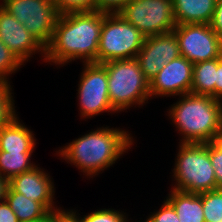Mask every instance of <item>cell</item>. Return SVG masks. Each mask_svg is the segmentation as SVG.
<instances>
[{
  "label": "cell",
  "mask_w": 222,
  "mask_h": 222,
  "mask_svg": "<svg viewBox=\"0 0 222 222\" xmlns=\"http://www.w3.org/2000/svg\"><path fill=\"white\" fill-rule=\"evenodd\" d=\"M103 24V12H69L60 14L45 60L64 64L77 58L96 63Z\"/></svg>",
  "instance_id": "6da1fadb"
},
{
  "label": "cell",
  "mask_w": 222,
  "mask_h": 222,
  "mask_svg": "<svg viewBox=\"0 0 222 222\" xmlns=\"http://www.w3.org/2000/svg\"><path fill=\"white\" fill-rule=\"evenodd\" d=\"M119 129L100 128L61 149L59 154L87 175L111 166L132 145V137Z\"/></svg>",
  "instance_id": "7a4b0ae2"
},
{
  "label": "cell",
  "mask_w": 222,
  "mask_h": 222,
  "mask_svg": "<svg viewBox=\"0 0 222 222\" xmlns=\"http://www.w3.org/2000/svg\"><path fill=\"white\" fill-rule=\"evenodd\" d=\"M169 111L182 143H210L222 139V102L208 95L183 94Z\"/></svg>",
  "instance_id": "3957f363"
},
{
  "label": "cell",
  "mask_w": 222,
  "mask_h": 222,
  "mask_svg": "<svg viewBox=\"0 0 222 222\" xmlns=\"http://www.w3.org/2000/svg\"><path fill=\"white\" fill-rule=\"evenodd\" d=\"M175 163L173 189L189 193H203L218 189L217 179L209 155V143H182Z\"/></svg>",
  "instance_id": "277c9868"
},
{
  "label": "cell",
  "mask_w": 222,
  "mask_h": 222,
  "mask_svg": "<svg viewBox=\"0 0 222 222\" xmlns=\"http://www.w3.org/2000/svg\"><path fill=\"white\" fill-rule=\"evenodd\" d=\"M101 65L107 71L109 99L116 111L129 108L131 104L142 105L150 97L149 81L136 58Z\"/></svg>",
  "instance_id": "5b68a950"
},
{
  "label": "cell",
  "mask_w": 222,
  "mask_h": 222,
  "mask_svg": "<svg viewBox=\"0 0 222 222\" xmlns=\"http://www.w3.org/2000/svg\"><path fill=\"white\" fill-rule=\"evenodd\" d=\"M145 36L118 13L103 12L97 64L136 58Z\"/></svg>",
  "instance_id": "8992f818"
},
{
  "label": "cell",
  "mask_w": 222,
  "mask_h": 222,
  "mask_svg": "<svg viewBox=\"0 0 222 222\" xmlns=\"http://www.w3.org/2000/svg\"><path fill=\"white\" fill-rule=\"evenodd\" d=\"M46 48L53 37L59 13L51 0H3L0 5Z\"/></svg>",
  "instance_id": "52a82bcc"
},
{
  "label": "cell",
  "mask_w": 222,
  "mask_h": 222,
  "mask_svg": "<svg viewBox=\"0 0 222 222\" xmlns=\"http://www.w3.org/2000/svg\"><path fill=\"white\" fill-rule=\"evenodd\" d=\"M118 14L145 37L172 32L177 25L172 0H129Z\"/></svg>",
  "instance_id": "ba28073f"
},
{
  "label": "cell",
  "mask_w": 222,
  "mask_h": 222,
  "mask_svg": "<svg viewBox=\"0 0 222 222\" xmlns=\"http://www.w3.org/2000/svg\"><path fill=\"white\" fill-rule=\"evenodd\" d=\"M181 56L193 64L222 57V39L210 24H179L173 29Z\"/></svg>",
  "instance_id": "9c48e42d"
},
{
  "label": "cell",
  "mask_w": 222,
  "mask_h": 222,
  "mask_svg": "<svg viewBox=\"0 0 222 222\" xmlns=\"http://www.w3.org/2000/svg\"><path fill=\"white\" fill-rule=\"evenodd\" d=\"M85 65L78 89L82 116L86 118L104 111H116L109 99L106 69L96 63Z\"/></svg>",
  "instance_id": "30bf717a"
},
{
  "label": "cell",
  "mask_w": 222,
  "mask_h": 222,
  "mask_svg": "<svg viewBox=\"0 0 222 222\" xmlns=\"http://www.w3.org/2000/svg\"><path fill=\"white\" fill-rule=\"evenodd\" d=\"M181 56L175 33L145 37L143 46L136 56L140 69L150 82L165 64Z\"/></svg>",
  "instance_id": "8fae6325"
},
{
  "label": "cell",
  "mask_w": 222,
  "mask_h": 222,
  "mask_svg": "<svg viewBox=\"0 0 222 222\" xmlns=\"http://www.w3.org/2000/svg\"><path fill=\"white\" fill-rule=\"evenodd\" d=\"M194 64L185 57L165 64L158 74L149 82L150 96L180 95L191 93Z\"/></svg>",
  "instance_id": "7c38bea8"
},
{
  "label": "cell",
  "mask_w": 222,
  "mask_h": 222,
  "mask_svg": "<svg viewBox=\"0 0 222 222\" xmlns=\"http://www.w3.org/2000/svg\"><path fill=\"white\" fill-rule=\"evenodd\" d=\"M0 40L19 58L23 63L31 53L36 50L45 55V48L37 39L20 24L17 19L10 15L0 6Z\"/></svg>",
  "instance_id": "4fadbf2b"
},
{
  "label": "cell",
  "mask_w": 222,
  "mask_h": 222,
  "mask_svg": "<svg viewBox=\"0 0 222 222\" xmlns=\"http://www.w3.org/2000/svg\"><path fill=\"white\" fill-rule=\"evenodd\" d=\"M52 183L47 173L34 167L30 171L14 176L9 181V186L32 201L40 202L51 214H55L61 211L57 208L53 210Z\"/></svg>",
  "instance_id": "5bb4252c"
},
{
  "label": "cell",
  "mask_w": 222,
  "mask_h": 222,
  "mask_svg": "<svg viewBox=\"0 0 222 222\" xmlns=\"http://www.w3.org/2000/svg\"><path fill=\"white\" fill-rule=\"evenodd\" d=\"M216 2L217 0H172L176 24H210Z\"/></svg>",
  "instance_id": "9a60e30c"
},
{
  "label": "cell",
  "mask_w": 222,
  "mask_h": 222,
  "mask_svg": "<svg viewBox=\"0 0 222 222\" xmlns=\"http://www.w3.org/2000/svg\"><path fill=\"white\" fill-rule=\"evenodd\" d=\"M32 132L15 117L0 129V151L9 153H33L35 141Z\"/></svg>",
  "instance_id": "2e32d148"
},
{
  "label": "cell",
  "mask_w": 222,
  "mask_h": 222,
  "mask_svg": "<svg viewBox=\"0 0 222 222\" xmlns=\"http://www.w3.org/2000/svg\"><path fill=\"white\" fill-rule=\"evenodd\" d=\"M5 200L19 222H44L52 215L40 202L15 192L10 186L7 188Z\"/></svg>",
  "instance_id": "e0dca14e"
},
{
  "label": "cell",
  "mask_w": 222,
  "mask_h": 222,
  "mask_svg": "<svg viewBox=\"0 0 222 222\" xmlns=\"http://www.w3.org/2000/svg\"><path fill=\"white\" fill-rule=\"evenodd\" d=\"M167 201L175 209L180 222H205L202 193H189L173 189Z\"/></svg>",
  "instance_id": "ac0fdd59"
},
{
  "label": "cell",
  "mask_w": 222,
  "mask_h": 222,
  "mask_svg": "<svg viewBox=\"0 0 222 222\" xmlns=\"http://www.w3.org/2000/svg\"><path fill=\"white\" fill-rule=\"evenodd\" d=\"M216 70L217 58L195 63L193 66L191 93L215 98Z\"/></svg>",
  "instance_id": "d6986e66"
},
{
  "label": "cell",
  "mask_w": 222,
  "mask_h": 222,
  "mask_svg": "<svg viewBox=\"0 0 222 222\" xmlns=\"http://www.w3.org/2000/svg\"><path fill=\"white\" fill-rule=\"evenodd\" d=\"M30 157L31 153L0 151V176L10 181L14 176L32 170L36 166L29 163Z\"/></svg>",
  "instance_id": "ffe728a7"
},
{
  "label": "cell",
  "mask_w": 222,
  "mask_h": 222,
  "mask_svg": "<svg viewBox=\"0 0 222 222\" xmlns=\"http://www.w3.org/2000/svg\"><path fill=\"white\" fill-rule=\"evenodd\" d=\"M205 222H222V189L202 193Z\"/></svg>",
  "instance_id": "44dd1931"
},
{
  "label": "cell",
  "mask_w": 222,
  "mask_h": 222,
  "mask_svg": "<svg viewBox=\"0 0 222 222\" xmlns=\"http://www.w3.org/2000/svg\"><path fill=\"white\" fill-rule=\"evenodd\" d=\"M10 89L8 83L0 81V129L16 117Z\"/></svg>",
  "instance_id": "7402d4cb"
},
{
  "label": "cell",
  "mask_w": 222,
  "mask_h": 222,
  "mask_svg": "<svg viewBox=\"0 0 222 222\" xmlns=\"http://www.w3.org/2000/svg\"><path fill=\"white\" fill-rule=\"evenodd\" d=\"M22 62L19 58L0 40V81L8 83L6 76L20 68Z\"/></svg>",
  "instance_id": "603a6c76"
},
{
  "label": "cell",
  "mask_w": 222,
  "mask_h": 222,
  "mask_svg": "<svg viewBox=\"0 0 222 222\" xmlns=\"http://www.w3.org/2000/svg\"><path fill=\"white\" fill-rule=\"evenodd\" d=\"M76 222H126V217L114 209H102L94 211L83 218L76 216V212L68 211ZM125 217V218H124Z\"/></svg>",
  "instance_id": "cb8c5ba5"
},
{
  "label": "cell",
  "mask_w": 222,
  "mask_h": 222,
  "mask_svg": "<svg viewBox=\"0 0 222 222\" xmlns=\"http://www.w3.org/2000/svg\"><path fill=\"white\" fill-rule=\"evenodd\" d=\"M59 14L69 12H94L95 0H51Z\"/></svg>",
  "instance_id": "d4e9b609"
},
{
  "label": "cell",
  "mask_w": 222,
  "mask_h": 222,
  "mask_svg": "<svg viewBox=\"0 0 222 222\" xmlns=\"http://www.w3.org/2000/svg\"><path fill=\"white\" fill-rule=\"evenodd\" d=\"M209 155L217 179L218 189H222V139L209 143Z\"/></svg>",
  "instance_id": "484cf974"
},
{
  "label": "cell",
  "mask_w": 222,
  "mask_h": 222,
  "mask_svg": "<svg viewBox=\"0 0 222 222\" xmlns=\"http://www.w3.org/2000/svg\"><path fill=\"white\" fill-rule=\"evenodd\" d=\"M147 222H180L177 213L173 206L166 200L162 205V208L151 215Z\"/></svg>",
  "instance_id": "4316f807"
},
{
  "label": "cell",
  "mask_w": 222,
  "mask_h": 222,
  "mask_svg": "<svg viewBox=\"0 0 222 222\" xmlns=\"http://www.w3.org/2000/svg\"><path fill=\"white\" fill-rule=\"evenodd\" d=\"M129 0H95L96 11L118 13Z\"/></svg>",
  "instance_id": "83f0119b"
},
{
  "label": "cell",
  "mask_w": 222,
  "mask_h": 222,
  "mask_svg": "<svg viewBox=\"0 0 222 222\" xmlns=\"http://www.w3.org/2000/svg\"><path fill=\"white\" fill-rule=\"evenodd\" d=\"M210 26L222 39V0H217Z\"/></svg>",
  "instance_id": "f1b7e54d"
},
{
  "label": "cell",
  "mask_w": 222,
  "mask_h": 222,
  "mask_svg": "<svg viewBox=\"0 0 222 222\" xmlns=\"http://www.w3.org/2000/svg\"><path fill=\"white\" fill-rule=\"evenodd\" d=\"M0 222H19L6 200L0 202Z\"/></svg>",
  "instance_id": "f546056e"
},
{
  "label": "cell",
  "mask_w": 222,
  "mask_h": 222,
  "mask_svg": "<svg viewBox=\"0 0 222 222\" xmlns=\"http://www.w3.org/2000/svg\"><path fill=\"white\" fill-rule=\"evenodd\" d=\"M222 99V57L217 58V70L215 81V99Z\"/></svg>",
  "instance_id": "4dcf8cb0"
},
{
  "label": "cell",
  "mask_w": 222,
  "mask_h": 222,
  "mask_svg": "<svg viewBox=\"0 0 222 222\" xmlns=\"http://www.w3.org/2000/svg\"><path fill=\"white\" fill-rule=\"evenodd\" d=\"M44 222H66V211L61 210V212L52 214L46 221Z\"/></svg>",
  "instance_id": "1f68e13d"
},
{
  "label": "cell",
  "mask_w": 222,
  "mask_h": 222,
  "mask_svg": "<svg viewBox=\"0 0 222 222\" xmlns=\"http://www.w3.org/2000/svg\"><path fill=\"white\" fill-rule=\"evenodd\" d=\"M8 186L9 181L4 177L0 176V202H3L5 200Z\"/></svg>",
  "instance_id": "d6a6232c"
},
{
  "label": "cell",
  "mask_w": 222,
  "mask_h": 222,
  "mask_svg": "<svg viewBox=\"0 0 222 222\" xmlns=\"http://www.w3.org/2000/svg\"><path fill=\"white\" fill-rule=\"evenodd\" d=\"M66 222H76L68 211L66 212Z\"/></svg>",
  "instance_id": "836d02e7"
}]
</instances>
